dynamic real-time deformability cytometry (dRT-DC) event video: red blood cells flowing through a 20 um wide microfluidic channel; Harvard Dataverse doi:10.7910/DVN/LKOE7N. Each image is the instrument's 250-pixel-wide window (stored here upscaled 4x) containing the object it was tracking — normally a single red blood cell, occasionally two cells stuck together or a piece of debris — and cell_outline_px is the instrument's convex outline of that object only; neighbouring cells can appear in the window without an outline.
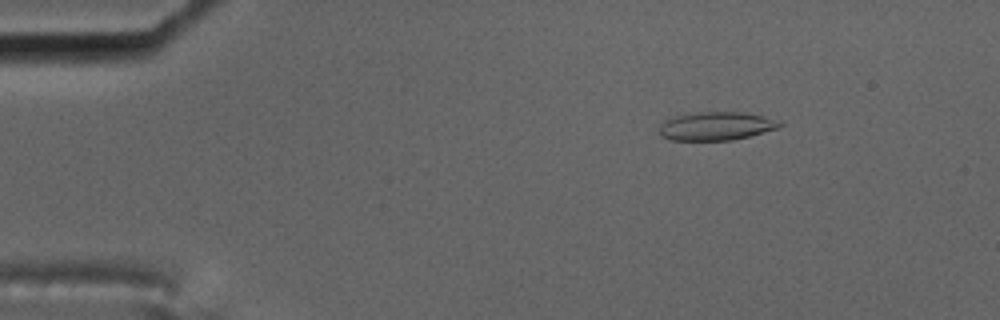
{"species": "common noctule bat (a hibernating species)", "species_latin": "Nyctalus noctula", "temperature_condition": "cold", "stored_images_in_passage": 58, "camera_frame_rate_fps": 3000, "um_per_image_px": 0.085, "animal": {"sex": "male", "body_mass_g": 17.5, "forearm_length_mm": 52.3}, "frame": {"image": 1, "passage_image": 9, "time_ms": 2.667, "image_size_px": [1000, 320], "cell_outline_px": [[784, 124], [780, 128], [732, 140], [672, 140], [660, 136], [660, 124], [664, 120], [684, 112], [744, 112], [764, 116], [780, 120]], "centroid_in_image_um": [60.88, 10.7], "position_along_channel_um": 24.1, "area_um2": 20.29}}
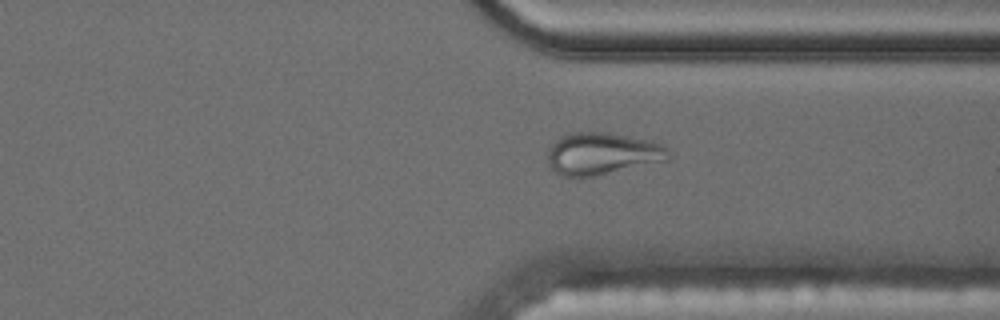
{"frame": {"image": 2, "passage_image": 44, "time_ms": 14.333, "image_size_px": [1000, 320], "cell_outline_px": [[672, 156], [668, 160], [596, 176], [560, 176], [548, 164], [548, 148], [560, 136], [572, 132], [608, 132], [664, 144], [672, 152]], "centroid_in_image_um": [51.21, 13.06], "position_along_channel_um": 360.2, "area_um2": 29.82}}
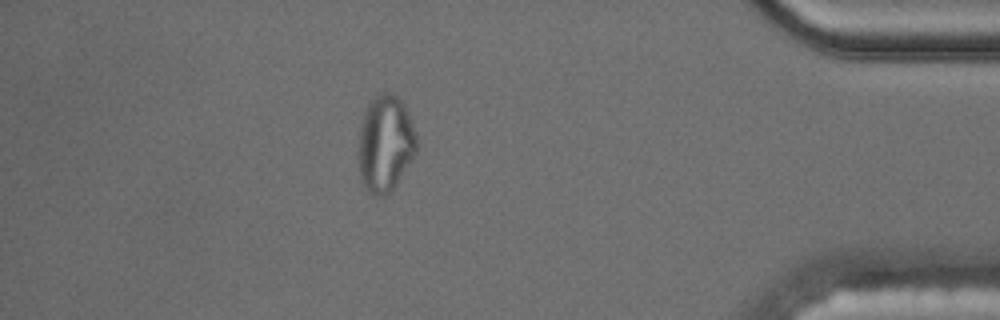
{"frame": {"image": 3, "passage_image": 51, "time_ms": 16.667, "image_size_px": [1000, 320], "cell_outline_px": [[416, 152], [396, 184], [384, 196], [380, 196], [372, 192], [360, 180], [360, 128], [364, 112], [368, 100], [372, 96], [380, 92], [388, 92], [396, 96], [404, 104], [416, 132]], "centroid_in_image_um": [32.76, 12.13], "position_along_channel_um": 402.4, "area_um2": 32.19}, "authors_computed_cell_mechanics": {"area_um2": 20.7213, "velocity_mm_per_s": 3.5114, "shape_relaxation_time_tau1_ms": null, "shape_relaxation_time_tau2_ms": 2.4416, "deformation_change_tau1": null, "deformation_change_tau2": 0.0934}}